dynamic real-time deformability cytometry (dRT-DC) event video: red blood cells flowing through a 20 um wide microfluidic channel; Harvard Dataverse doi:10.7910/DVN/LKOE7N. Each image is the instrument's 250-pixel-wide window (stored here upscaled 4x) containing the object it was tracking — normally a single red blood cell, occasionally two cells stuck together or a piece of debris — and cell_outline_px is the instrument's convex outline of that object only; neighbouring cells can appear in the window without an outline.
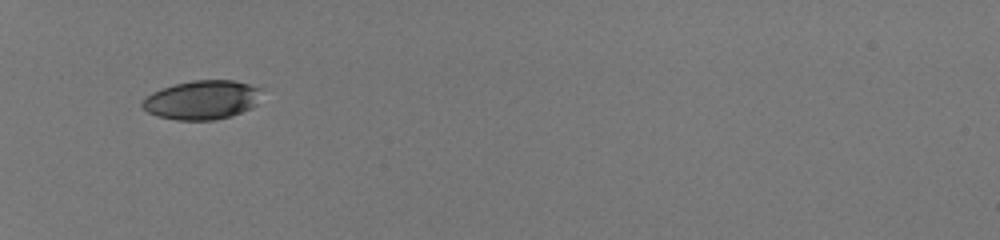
{"species": "human", "species_latin": "Homo sapiens", "temperature_condition": "room temperature", "stored_images_in_passage": 33, "camera_frame_rate_fps": 3000, "um_per_image_px": 0.085, "donor": {"sex": "male"}, "frame": {"image": 1, "passage_image": 1, "time_ms": 0.0, "image_size_px": [1000, 240], "cell_outline_px": [[264, 88], [256, 104], [252, 108], [232, 116], [212, 120], [176, 120], [156, 116], [148, 112], [140, 104], [152, 92], [160, 88], [192, 80], [232, 80]], "centroid_in_image_um": [17.2, 8.49], "position_along_channel_um": 67.8, "area_um2": 27.28}}
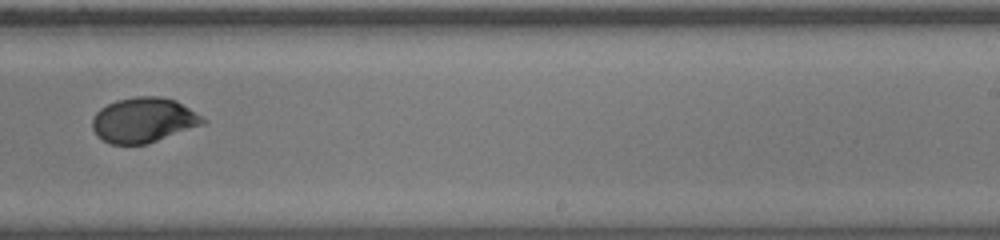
{"frame": {"image": 2, "passage_image": 18, "time_ms": 5.667, "image_size_px": [1000, 240], "cell_outline_px": [[208, 120], [204, 124], [148, 144], [112, 144], [96, 136], [92, 128], [92, 120], [96, 112], [100, 108], [116, 100], [136, 96], [160, 96], [176, 100]], "centroid_in_image_um": [12.2, 10.2], "position_along_channel_um": 276.8, "area_um2": 29.07}}
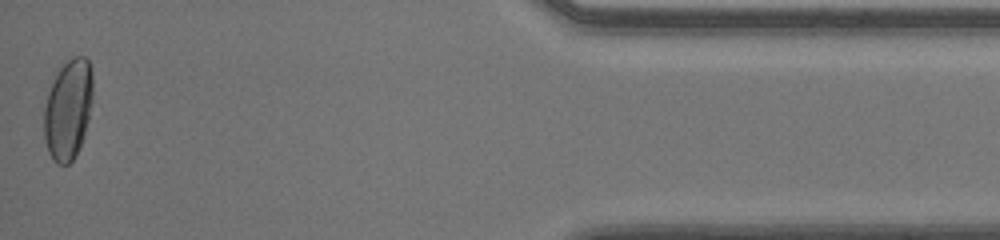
{"frame": {"image": 3, "passage_image": 33, "time_ms": 10.667, "image_size_px": [1000, 240], "cell_outline_px": [[92, 100], [88, 120], [84, 136], [72, 160], [68, 164], [56, 164], [52, 160], [48, 152], [44, 136], [44, 108], [48, 92], [60, 68], [72, 56], [84, 56], [88, 60], [92, 72]], "centroid_in_image_um": [5.79, 9.31], "position_along_channel_um": 429.4, "area_um2": 28.32}, "authors_computed_cell_mechanics": {"area_um2": 28.9578, "velocity_mm_per_s": 4.0568, "shape_relaxation_time_tau1_ms": 5.6941, "shape_relaxation_time_tau2_ms": null, "deformation_change_tau1": 0.1844, "deformation_change_tau2": null}}